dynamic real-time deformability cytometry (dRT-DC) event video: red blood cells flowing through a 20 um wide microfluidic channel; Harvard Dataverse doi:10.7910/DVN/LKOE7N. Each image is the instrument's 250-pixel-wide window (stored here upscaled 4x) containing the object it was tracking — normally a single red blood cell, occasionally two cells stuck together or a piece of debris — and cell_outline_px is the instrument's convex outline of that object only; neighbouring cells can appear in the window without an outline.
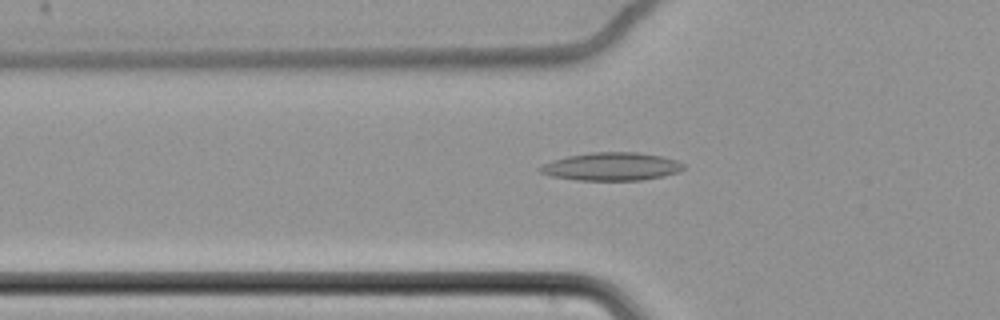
{"species": "common noctule bat (a hibernating species)", "species_latin": "Nyctalus noctula", "temperature_condition": "cold", "stored_images_in_passage": 63, "camera_frame_rate_fps": 3000, "um_per_image_px": 0.085, "animal": {"sex": "female", "body_mass_g": 22.7, "forearm_length_mm": 54.2}, "frame": {"image": 1, "passage_image": 24, "time_ms": 7.667, "image_size_px": [1000, 320], "cell_outline_px": [[684, 168], [676, 172], [664, 176], [640, 180], [576, 180], [552, 176], [540, 172], [536, 168], [552, 160], [568, 156], [592, 152], [636, 152], [660, 156], [676, 160], [684, 164]], "centroid_in_image_um": [51.95, 14.15], "position_along_channel_um": 73.8, "area_um2": 23.29}}
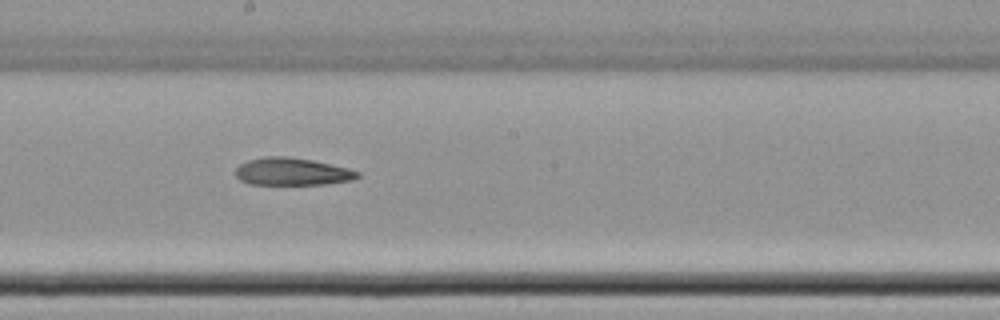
{"frame": {"image": 2, "passage_image": 37, "time_ms": 12.0, "image_size_px": [1000, 320], "cell_outline_px": [[360, 176], [352, 180], [324, 184], [248, 184], [240, 180], [236, 176], [236, 168], [240, 164], [248, 160], [264, 156], [288, 156], [312, 160], [348, 168], [360, 172]], "centroid_in_image_um": [24.82, 14.58], "position_along_channel_um": 223.4, "area_um2": 19.54}}
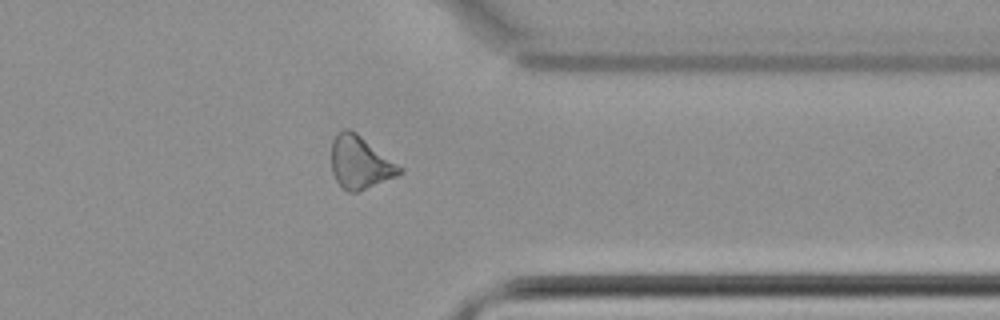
{"frame": {"image": 3, "passage_image": 51, "time_ms": 16.667, "image_size_px": [1000, 320], "cell_outline_px": [[404, 172], [396, 176], [356, 192], [348, 192], [340, 188], [332, 172], [332, 140], [336, 132], [344, 128], [348, 128], [356, 132], [404, 168]], "centroid_in_image_um": [30.59, 13.8], "position_along_channel_um": 380.8, "area_um2": 21.04}, "authors_computed_cell_mechanics": {"area_um2": 21.675, "velocity_mm_per_s": 3.4774, "shape_relaxation_time_tau1_ms": null, "shape_relaxation_time_tau2_ms": 3.4194, "deformation_change_tau1": null, "deformation_change_tau2": 0.1136}}